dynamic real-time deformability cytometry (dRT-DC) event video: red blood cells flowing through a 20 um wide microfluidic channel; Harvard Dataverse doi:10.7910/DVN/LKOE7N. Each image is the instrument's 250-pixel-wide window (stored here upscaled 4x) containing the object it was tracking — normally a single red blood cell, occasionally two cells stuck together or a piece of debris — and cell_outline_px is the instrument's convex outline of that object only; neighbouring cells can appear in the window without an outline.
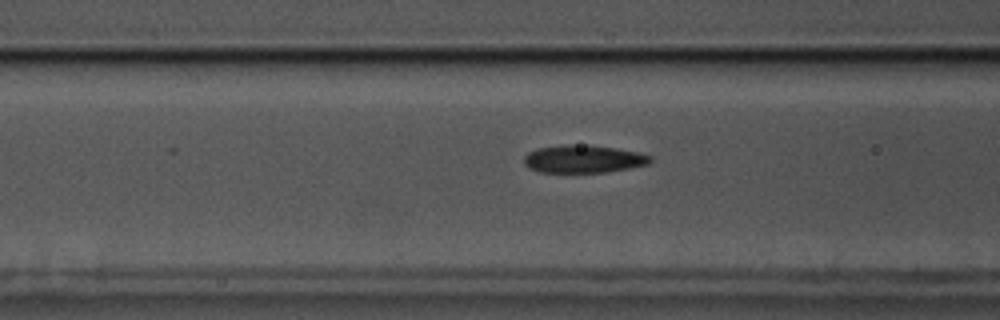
{"species": "common noctule bat (a hibernating species)", "species_latin": "Nyctalus noctula", "temperature_condition": "cold", "stored_images_in_passage": 57, "camera_frame_rate_fps": 3000, "um_per_image_px": 0.085, "animal": {"sex": "male", "body_mass_g": 17.5, "forearm_length_mm": 52.3}, "frame": {"image": 1, "passage_image": 22, "time_ms": 7.0, "image_size_px": [1000, 320], "cell_outline_px": [[652, 160], [648, 164], [628, 168], [604, 172], [540, 172], [528, 168], [524, 164], [524, 156], [528, 152], [536, 148], [588, 144], [616, 148], [636, 152], [652, 156]], "centroid_in_image_um": [49.58, 13.52], "position_along_channel_um": 117.0, "area_um2": 20.23}}
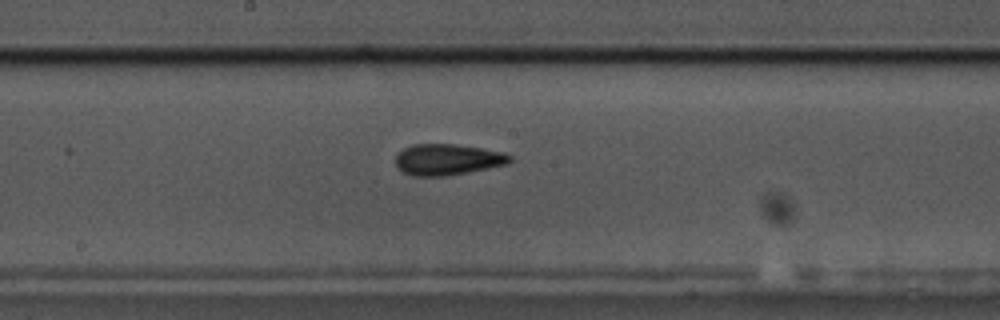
{"frame": {"image": 2, "passage_image": 30, "time_ms": 9.667, "image_size_px": [1000, 320], "cell_outline_px": [[512, 160], [508, 164], [468, 172], [444, 176], [412, 176], [396, 168], [396, 152], [412, 144], [456, 144], [504, 152], [512, 156]], "centroid_in_image_um": [38.02, 13.56], "position_along_channel_um": 210.2, "area_um2": 20.87}}
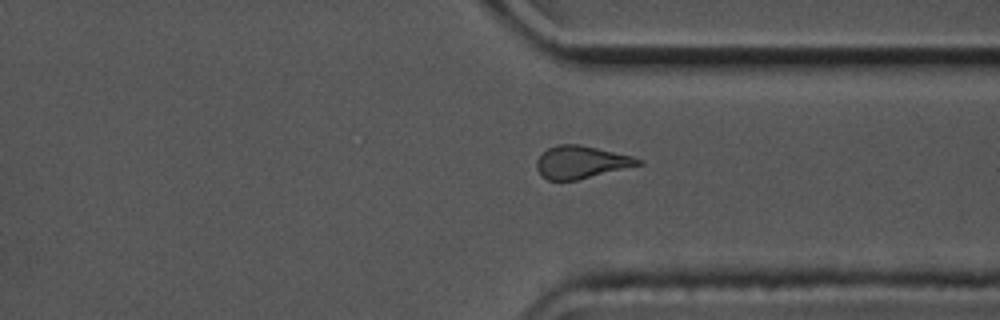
{"frame": {"image": 3, "passage_image": 43, "time_ms": 14.0, "image_size_px": [1000, 320], "cell_outline_px": [[644, 164], [576, 180], [548, 180], [540, 176], [536, 168], [536, 160], [548, 148], [560, 144], [580, 144], [632, 156], [644, 160]], "centroid_in_image_um": [49.4, 13.79], "position_along_channel_um": 362.0, "area_um2": 19.31}, "authors_computed_cell_mechanics": {"area_um2": 20.1144, "velocity_mm_per_s": 3.4998, "shape_relaxation_time_tau1_ms": 3.7659, "shape_relaxation_time_tau2_ms": 2.2532, "deformation_change_tau1": 0.1428, "deformation_change_tau2": 0.1071}}